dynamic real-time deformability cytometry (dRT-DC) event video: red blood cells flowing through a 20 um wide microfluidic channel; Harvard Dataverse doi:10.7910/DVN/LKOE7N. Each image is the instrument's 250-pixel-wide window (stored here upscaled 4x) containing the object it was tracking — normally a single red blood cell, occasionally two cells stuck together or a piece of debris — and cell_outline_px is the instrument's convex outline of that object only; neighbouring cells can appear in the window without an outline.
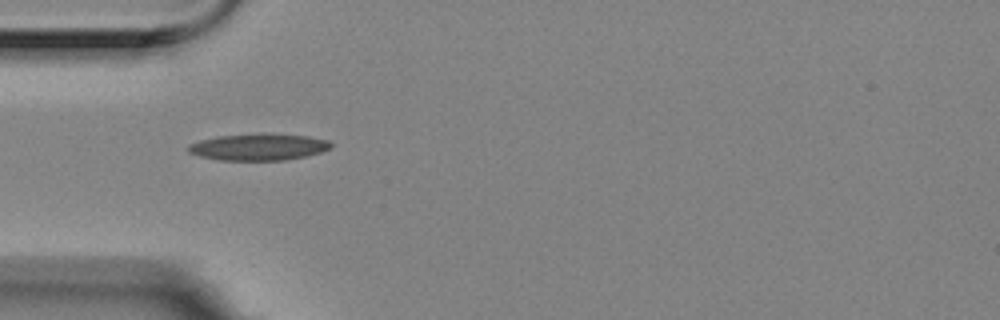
{"species": "Egyptian fruit bat (a non-hibernating species)", "species_latin": "Rousettus aegyptiacus", "temperature_condition": "room temperature", "stored_images_in_passage": 4, "camera_frame_rate_fps": 3000, "um_per_image_px": 0.085, "animal": {"sex": "female"}, "frame": {"image": 1, "passage_image": 3, "time_ms": 0.667, "image_size_px": [1000, 320], "cell_outline_px": [[332, 148], [308, 156], [284, 160], [220, 160], [200, 156], [188, 152], [188, 144], [200, 140], [216, 136], [260, 132], [264, 132], [308, 136], [328, 140], [332, 144]], "centroid_in_image_um": [21.99, 12.47], "position_along_channel_um": 63.0, "area_um2": 22.6}}
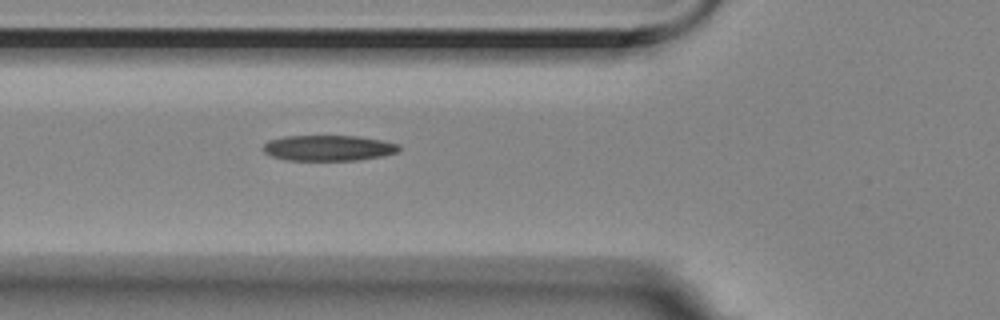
{"frame": {"image": 2, "passage_image": 4, "time_ms": 1.0, "image_size_px": [1000, 320], "cell_outline_px": [[400, 152], [384, 156], [360, 160], [284, 160], [272, 156], [264, 152], [264, 144], [268, 140], [284, 136], [360, 136], [400, 144]], "centroid_in_image_um": [27.96, 12.58], "position_along_channel_um": 97.8, "area_um2": 20.46}}